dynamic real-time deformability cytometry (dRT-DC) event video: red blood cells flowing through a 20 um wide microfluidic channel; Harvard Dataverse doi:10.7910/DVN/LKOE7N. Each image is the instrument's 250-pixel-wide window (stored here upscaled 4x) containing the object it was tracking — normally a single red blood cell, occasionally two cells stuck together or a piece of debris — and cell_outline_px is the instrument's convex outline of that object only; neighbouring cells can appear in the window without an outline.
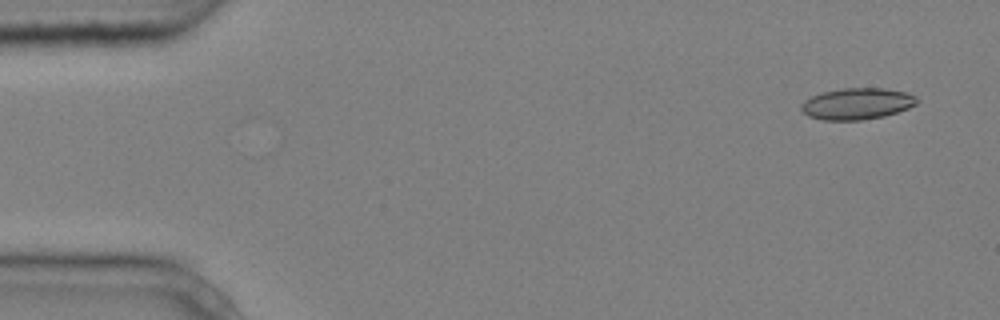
{"species": "common noctule bat (a hibernating species)", "species_latin": "Nyctalus noctula", "temperature_condition": "cold", "stored_images_in_passage": 6, "camera_frame_rate_fps": 3000, "um_per_image_px": 0.085, "animal": {"sex": "male", "body_mass_g": 20.4}, "frame": {"image": 1, "passage_image": 1, "time_ms": 0.0, "image_size_px": [1000, 320], "cell_outline_px": [[920, 100], [916, 104], [908, 108], [884, 116], [860, 120], [824, 120], [808, 116], [800, 108], [800, 104], [804, 100], [812, 96], [824, 92], [844, 88], [884, 88], [904, 92], [916, 96]], "centroid_in_image_um": [72.85, 8.82], "position_along_channel_um": 12.2, "area_um2": 21.1}}
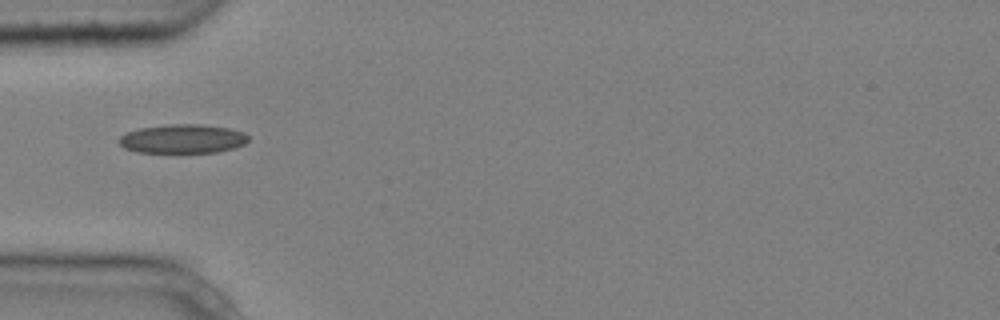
{"frame": {"image": 2, "passage_image": 5, "time_ms": 1.333, "image_size_px": [1000, 320], "cell_outline_px": [[248, 140], [244, 144], [236, 148], [216, 152], [136, 152], [124, 148], [120, 144], [120, 136], [128, 132], [140, 128], [168, 124], [204, 124], [228, 128], [244, 132], [248, 136]], "centroid_in_image_um": [15.55, 11.79], "position_along_channel_um": 69.4, "area_um2": 21.79}}
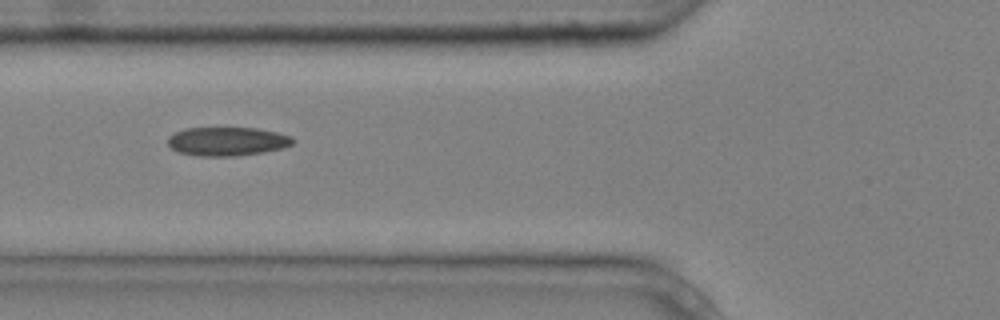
{"frame": {"image": 3, "passage_image": 6, "time_ms": 1.667, "image_size_px": [1000, 320], "cell_outline_px": [[292, 144], [284, 148], [264, 152], [236, 156], [196, 156], [176, 152], [168, 144], [168, 136], [184, 128], [256, 128], [276, 132], [292, 136]], "centroid_in_image_um": [19.29, 12.02], "position_along_channel_um": 106.5, "area_um2": 21.04}}